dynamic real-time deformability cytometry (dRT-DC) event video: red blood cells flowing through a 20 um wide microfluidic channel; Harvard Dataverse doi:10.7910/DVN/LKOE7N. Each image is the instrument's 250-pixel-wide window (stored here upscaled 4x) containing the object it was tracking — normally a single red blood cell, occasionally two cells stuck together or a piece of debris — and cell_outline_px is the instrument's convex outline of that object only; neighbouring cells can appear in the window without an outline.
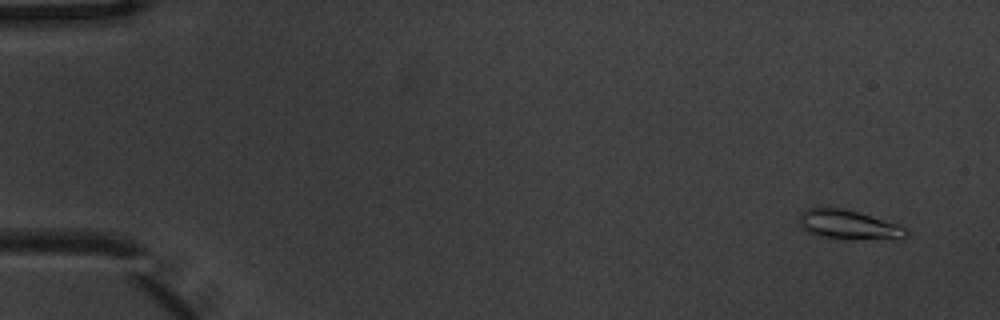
{"species": "common noctule bat (a hibernating species)", "species_latin": "Nyctalus noctula", "temperature_condition": "warm", "stored_images_in_passage": 5, "camera_frame_rate_fps": 3000, "um_per_image_px": 0.085, "animal": {"sex": "male", "body_mass_g": 20.1, "forearm_length_mm": 53.5}, "frame": {"image": 1, "passage_image": 1, "time_ms": 0.0, "image_size_px": [1000, 320], "cell_outline_px": [[908, 236], [848, 240], [816, 236], [800, 228], [800, 212], [808, 208], [844, 208], [860, 212], [900, 224], [908, 228]], "centroid_in_image_um": [72.1, 19.1], "position_along_channel_um": 12.9, "area_um2": 18.44}}
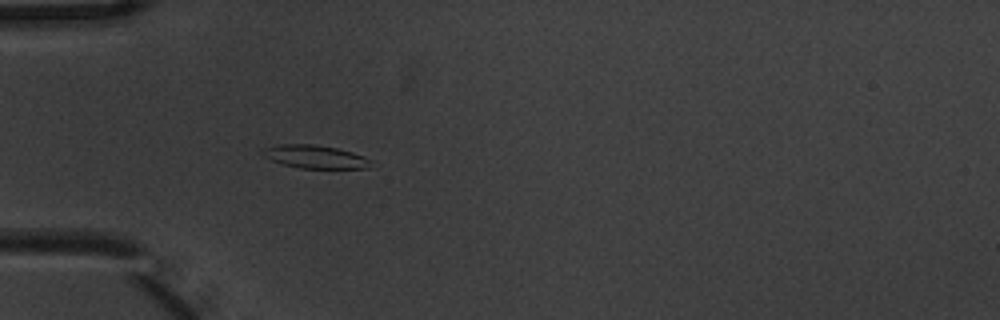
{"frame": {"image": 2, "passage_image": 5, "time_ms": 1.333, "image_size_px": [1000, 320], "cell_outline_px": [[372, 168], [300, 168], [284, 164], [272, 160], [264, 156], [260, 152], [264, 148], [276, 144], [316, 144], [336, 148], [352, 152], [364, 156], [372, 160]], "centroid_in_image_um": [26.81, 13.32], "position_along_channel_um": 58.2, "area_um2": 14.68}}